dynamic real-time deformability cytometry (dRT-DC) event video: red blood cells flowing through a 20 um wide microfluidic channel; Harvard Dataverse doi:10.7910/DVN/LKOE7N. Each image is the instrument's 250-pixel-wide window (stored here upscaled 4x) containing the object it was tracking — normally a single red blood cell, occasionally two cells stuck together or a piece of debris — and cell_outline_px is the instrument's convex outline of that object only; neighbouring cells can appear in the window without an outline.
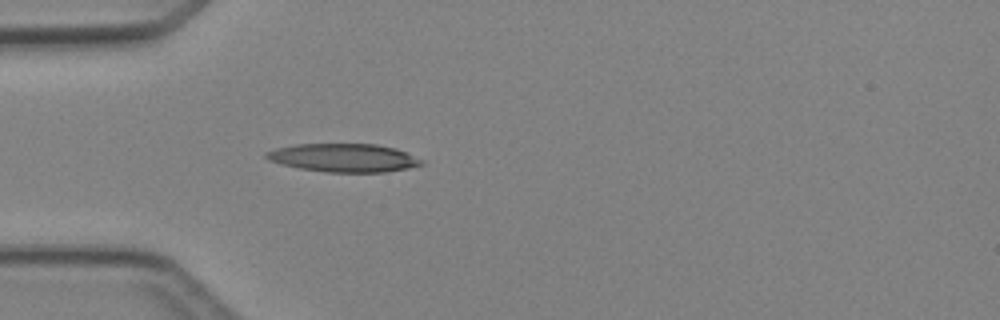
{"species": "Egyptian fruit bat (a non-hibernating species)", "species_latin": "Rousettus aegyptiacus", "temperature_condition": "cold", "stored_images_in_passage": 1, "camera_frame_rate_fps": 3000, "um_per_image_px": 0.085, "animal": {"sex": "female"}, "frame": {"image": 1, "passage_image": 1, "time_ms": 0.0, "image_size_px": [1000, 320], "cell_outline_px": [[424, 164], [408, 168], [384, 172], [328, 172], [300, 168], [268, 160], [264, 156], [264, 152], [276, 148], [296, 144], [376, 144], [396, 148], [424, 160]], "centroid_in_image_um": [29.23, 13.4], "position_along_channel_um": 55.8, "area_um2": 25.55}}